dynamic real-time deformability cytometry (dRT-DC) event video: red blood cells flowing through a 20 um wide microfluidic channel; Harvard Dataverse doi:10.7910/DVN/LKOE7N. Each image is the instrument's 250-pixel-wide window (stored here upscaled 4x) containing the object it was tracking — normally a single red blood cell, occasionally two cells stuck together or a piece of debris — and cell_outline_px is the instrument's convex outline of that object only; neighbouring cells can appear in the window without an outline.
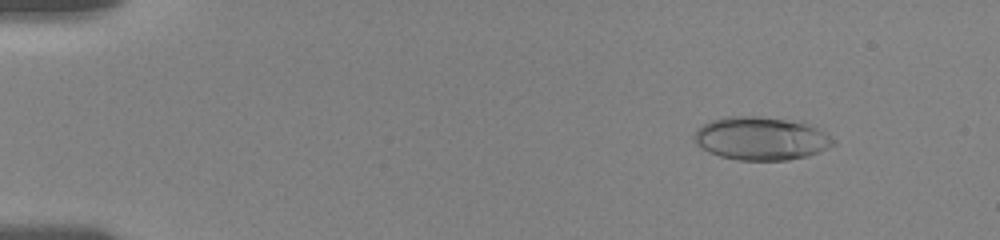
{"species": "human", "species_latin": "Homo sapiens", "temperature_condition": "room temperature", "stored_images_in_passage": 56, "camera_frame_rate_fps": 3000, "um_per_image_px": 0.085, "donor": {"sex": "female"}, "frame": {"image": 1, "passage_image": 7, "time_ms": 2.0, "image_size_px": [1000, 240], "cell_outline_px": [[836, 144], [828, 148], [808, 156], [788, 160], [740, 160], [720, 156], [708, 152], [696, 144], [692, 136], [696, 128], [712, 120], [724, 116], [760, 116], [804, 120], [824, 132], [836, 140]], "centroid_in_image_um": [64.71, 11.74], "position_along_channel_um": 20.3, "area_um2": 35.72}}
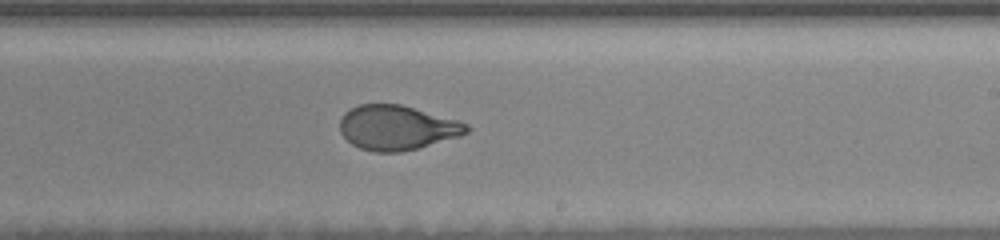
{"frame": {"image": 2, "passage_image": 35, "time_ms": 11.333, "image_size_px": [1000, 240], "cell_outline_px": [[472, 128], [468, 132], [460, 136], [416, 148], [400, 152], [372, 152], [360, 148], [352, 144], [340, 132], [340, 120], [344, 112], [360, 104], [400, 104], [460, 120], [468, 124]], "centroid_in_image_um": [33.76, 10.84], "position_along_channel_um": 255.2, "area_um2": 33.0}}
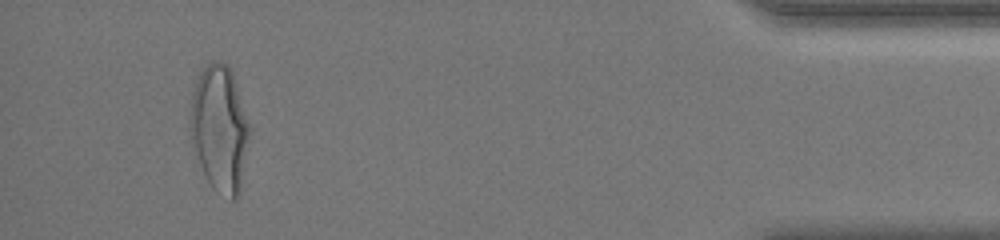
{"frame": {"image": 3, "passage_image": 53, "time_ms": 17.333, "image_size_px": [1000, 240], "cell_outline_px": [[252, 128], [240, 192], [236, 200], [228, 200], [216, 192], [212, 188], [204, 172], [188, 128], [188, 120], [192, 92], [200, 72], [212, 60], [224, 60], [228, 64], [232, 72]], "centroid_in_image_um": [18.7, 10.92], "position_along_channel_um": 416.5, "area_um2": 44.39}, "authors_computed_cell_mechanics": {"area_um2": 34.0153, "velocity_mm_per_s": 3.6278, "shape_relaxation_time_tau1_ms": 4.4872, "shape_relaxation_time_tau2_ms": null, "deformation_change_tau1": 0.1816, "deformation_change_tau2": null}}